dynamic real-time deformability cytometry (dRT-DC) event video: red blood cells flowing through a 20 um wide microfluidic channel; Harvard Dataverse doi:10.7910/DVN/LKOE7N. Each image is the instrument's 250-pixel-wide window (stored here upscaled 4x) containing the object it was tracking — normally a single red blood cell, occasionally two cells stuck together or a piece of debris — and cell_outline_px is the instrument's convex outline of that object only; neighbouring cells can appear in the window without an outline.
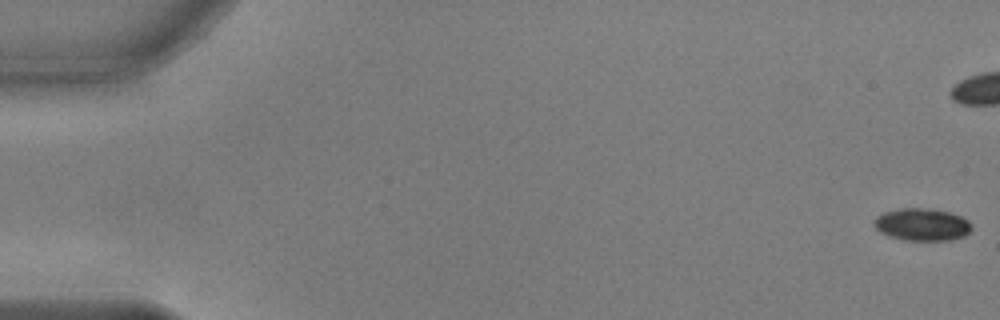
{"species": "common noctule bat (a hibernating species)", "species_latin": "Nyctalus noctula", "temperature_condition": "warm", "stored_images_in_passage": 45, "camera_frame_rate_fps": 3000, "um_per_image_px": 0.085, "animal": {"sex": "male", "body_mass_g": 17.9, "forearm_length_mm": 54.2}, "frame": {"image": 1, "passage_image": 1, "time_ms": 0.0, "image_size_px": [1000, 320], "cell_outline_px": [[972, 228], [964, 236], [952, 240], [900, 240], [888, 236], [880, 232], [872, 224], [872, 220], [876, 216], [884, 212], [896, 208], [920, 208], [952, 212], [968, 220], [972, 224]], "centroid_in_image_um": [78.34, 19.08], "position_along_channel_um": 6.7, "area_um2": 18.67}}
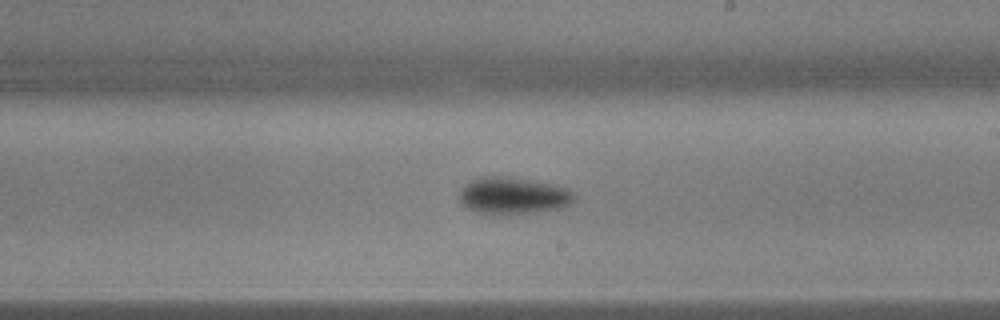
{"frame": {"image": 2, "passage_image": 32, "time_ms": 10.333, "image_size_px": [1000, 320], "cell_outline_px": [[576, 196], [568, 204], [560, 208], [536, 212], [500, 216], [492, 216], [476, 212], [468, 208], [456, 196], [464, 184], [472, 180], [484, 176], [500, 176], [528, 180], [552, 184], [568, 188], [576, 192]], "centroid_in_image_um": [43.58, 16.66], "position_along_channel_um": 245.4, "area_um2": 25.09}}
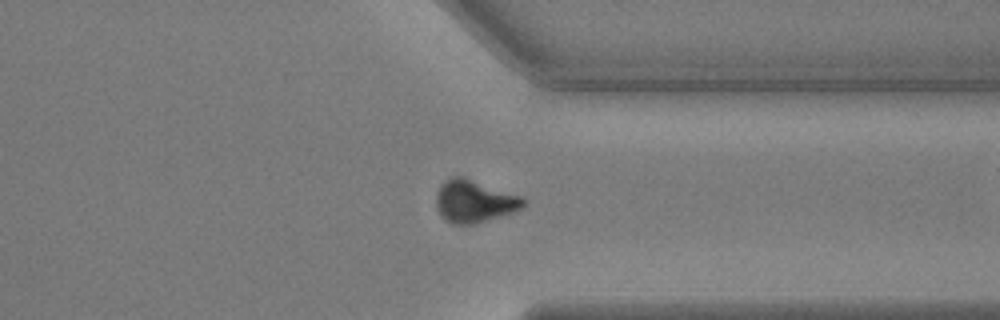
{"frame": {"image": 3, "passage_image": 42, "time_ms": 13.667, "image_size_px": [1000, 320], "cell_outline_px": [[528, 204], [524, 208], [516, 212], [476, 224], [452, 224], [444, 220], [440, 216], [436, 208], [436, 192], [440, 184], [448, 176], [460, 176], [524, 196], [528, 200]], "centroid_in_image_um": [40.35, 17.12], "position_along_channel_um": 371.0, "area_um2": 22.37}}